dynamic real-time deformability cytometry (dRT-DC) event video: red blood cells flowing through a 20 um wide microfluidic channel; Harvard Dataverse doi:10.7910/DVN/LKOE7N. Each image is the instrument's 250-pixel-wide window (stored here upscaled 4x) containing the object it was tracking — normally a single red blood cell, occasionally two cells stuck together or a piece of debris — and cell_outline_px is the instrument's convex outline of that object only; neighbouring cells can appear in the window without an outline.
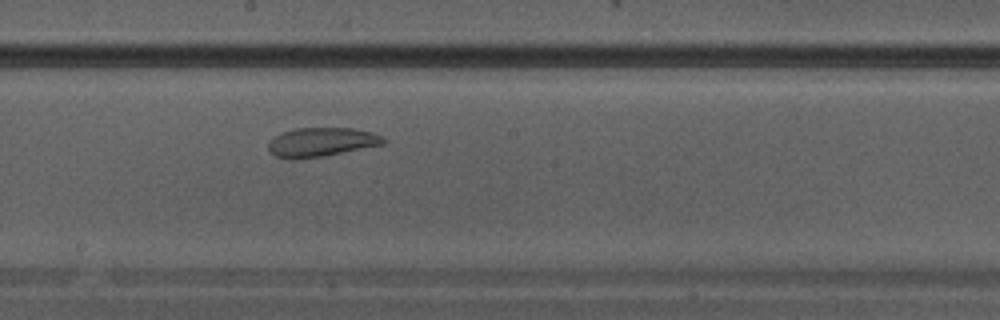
{"species": "Egyptian fruit bat (a non-hibernating species)", "species_latin": "Rousettus aegyptiacus", "temperature_condition": "warm", "stored_images_in_passage": 13, "camera_frame_rate_fps": 3000, "um_per_image_px": 0.085, "animal": {"sex": "male"}, "frame": {"image": 1, "passage_image": 13, "time_ms": 4.0, "image_size_px": [1000, 320], "cell_outline_px": [[388, 140], [384, 144], [324, 156], [276, 156], [268, 148], [268, 140], [272, 136], [280, 132], [296, 128], [352, 128], [372, 132], [384, 136]], "centroid_in_image_um": [27.38, 12.02], "position_along_channel_um": 220.8, "area_um2": 19.07}}